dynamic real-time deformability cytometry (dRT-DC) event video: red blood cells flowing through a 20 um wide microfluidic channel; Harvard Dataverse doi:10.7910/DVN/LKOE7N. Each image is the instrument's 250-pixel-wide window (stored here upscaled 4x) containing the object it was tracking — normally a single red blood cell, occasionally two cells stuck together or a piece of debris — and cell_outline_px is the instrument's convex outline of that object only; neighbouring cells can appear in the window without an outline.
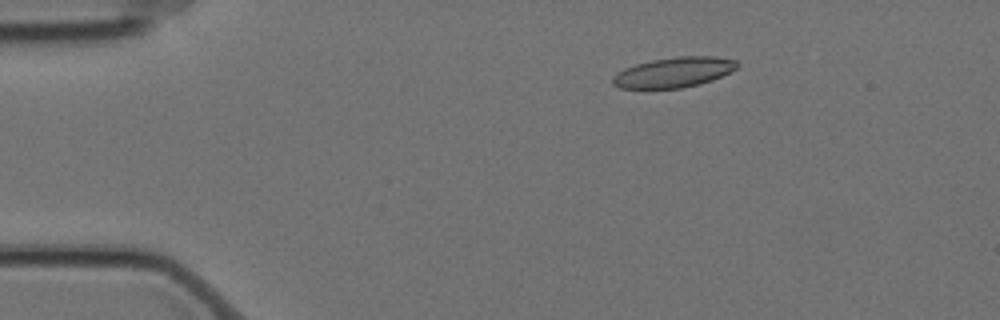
{"species": "Egyptian fruit bat (a non-hibernating species)", "species_latin": "Rousettus aegyptiacus", "temperature_condition": "cold", "stored_images_in_passage": 4, "camera_frame_rate_fps": 3000, "um_per_image_px": 0.085, "animal": {"sex": "female"}, "frame": {"image": 1, "passage_image": 2, "time_ms": 0.333, "image_size_px": [1000, 320], "cell_outline_px": [[740, 64], [736, 68], [712, 80], [700, 84], [680, 88], [620, 88], [612, 84], [612, 76], [616, 72], [624, 68], [636, 64], [652, 60], [676, 56], [716, 56], [736, 60]], "centroid_in_image_um": [57.25, 6.14], "position_along_channel_um": 27.7, "area_um2": 21.91}}